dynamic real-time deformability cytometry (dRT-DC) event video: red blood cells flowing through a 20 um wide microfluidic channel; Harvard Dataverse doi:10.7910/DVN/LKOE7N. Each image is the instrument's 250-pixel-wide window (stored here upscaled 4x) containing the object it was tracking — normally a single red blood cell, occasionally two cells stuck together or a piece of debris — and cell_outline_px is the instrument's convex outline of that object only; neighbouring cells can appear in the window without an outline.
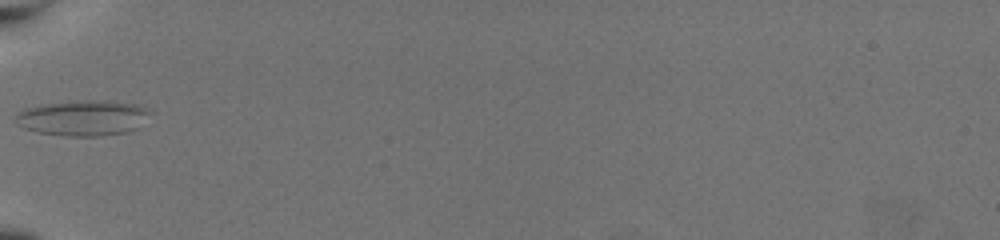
{"species": "common noctule bat (a hibernating species)", "species_latin": "Nyctalus noctula", "temperature_condition": "warm", "stored_images_in_passage": 37, "camera_frame_rate_fps": 3000, "um_per_image_px": 0.085, "animal": {"sex": "female", "body_mass_g": 19.5, "forearm_length_mm": 54.1}, "frame": {"image": 1, "passage_image": 1, "time_ms": 0.0, "image_size_px": [1000, 240], "cell_outline_px": [[148, 112], [136, 128], [124, 132], [100, 136], [64, 136], [40, 132], [24, 128], [16, 124], [12, 120], [12, 116], [16, 112], [24, 108], [44, 104], [68, 100], [108, 100], [140, 104]], "centroid_in_image_um": [6.92, 10.0], "position_along_channel_um": 78.1, "area_um2": 27.98}}
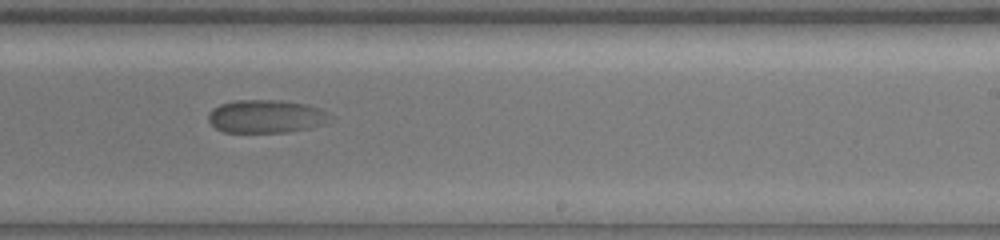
{"frame": {"image": 2, "passage_image": 17, "time_ms": 5.333, "image_size_px": [1000, 240], "cell_outline_px": [[324, 124], [312, 128], [288, 132], [224, 132], [216, 128], [208, 120], [208, 116], [212, 108], [220, 104], [236, 100], [280, 100], [304, 104], [320, 108], [324, 112]], "centroid_in_image_um": [22.53, 9.9], "position_along_channel_um": 266.5, "area_um2": 23.12}}
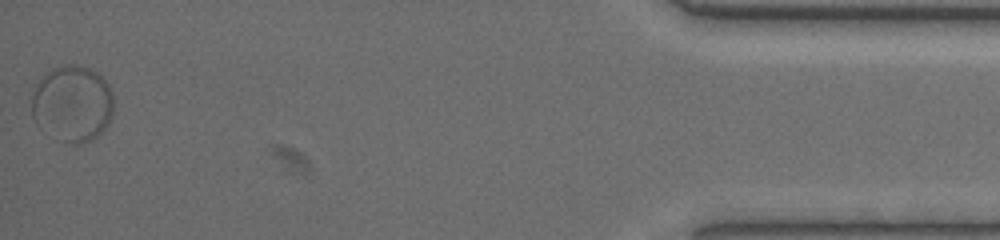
{"frame": {"image": 3, "passage_image": 37, "time_ms": 12.0, "image_size_px": [1000, 240], "cell_outline_px": [[112, 116], [108, 124], [96, 136], [84, 144], [72, 144], [64, 140], [36, 124], [32, 116], [32, 96], [44, 72], [52, 68], [64, 64], [76, 64], [88, 68], [96, 72], [108, 84], [112, 92]], "centroid_in_image_um": [6.16, 8.77], "position_along_channel_um": 429.0, "area_um2": 36.07}, "authors_computed_cell_mechanics": {"area_um2": 24.1026, "velocity_mm_per_s": 3.5587, "shape_relaxation_time_tau1_ms": 4.1442, "shape_relaxation_time_tau2_ms": null, "deformation_change_tau1": 0.0517, "deformation_change_tau2": null}}